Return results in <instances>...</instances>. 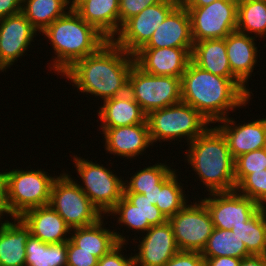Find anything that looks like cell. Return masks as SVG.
Segmentation results:
<instances>
[{
	"mask_svg": "<svg viewBox=\"0 0 266 266\" xmlns=\"http://www.w3.org/2000/svg\"><path fill=\"white\" fill-rule=\"evenodd\" d=\"M176 173L173 171L161 185H158L156 206L167 219L180 211L188 201L181 183L178 182Z\"/></svg>",
	"mask_w": 266,
	"mask_h": 266,
	"instance_id": "33",
	"label": "cell"
},
{
	"mask_svg": "<svg viewBox=\"0 0 266 266\" xmlns=\"http://www.w3.org/2000/svg\"><path fill=\"white\" fill-rule=\"evenodd\" d=\"M103 103L98 112L101 129L147 123V115L128 92Z\"/></svg>",
	"mask_w": 266,
	"mask_h": 266,
	"instance_id": "25",
	"label": "cell"
},
{
	"mask_svg": "<svg viewBox=\"0 0 266 266\" xmlns=\"http://www.w3.org/2000/svg\"><path fill=\"white\" fill-rule=\"evenodd\" d=\"M134 55L127 53L112 40L96 53L76 61L62 75L86 94L99 96L103 101L128 92Z\"/></svg>",
	"mask_w": 266,
	"mask_h": 266,
	"instance_id": "1",
	"label": "cell"
},
{
	"mask_svg": "<svg viewBox=\"0 0 266 266\" xmlns=\"http://www.w3.org/2000/svg\"><path fill=\"white\" fill-rule=\"evenodd\" d=\"M101 218L97 223L86 226L72 228L70 240L86 252H91L95 257L100 259L113 249L118 243L128 242L123 235L118 234L110 229H105ZM74 233V234H73Z\"/></svg>",
	"mask_w": 266,
	"mask_h": 266,
	"instance_id": "26",
	"label": "cell"
},
{
	"mask_svg": "<svg viewBox=\"0 0 266 266\" xmlns=\"http://www.w3.org/2000/svg\"><path fill=\"white\" fill-rule=\"evenodd\" d=\"M143 195H145L147 197V199L149 201H151V203L153 205H156L157 202V196H158V185H157V189L156 190H151V191H145L143 193Z\"/></svg>",
	"mask_w": 266,
	"mask_h": 266,
	"instance_id": "46",
	"label": "cell"
},
{
	"mask_svg": "<svg viewBox=\"0 0 266 266\" xmlns=\"http://www.w3.org/2000/svg\"><path fill=\"white\" fill-rule=\"evenodd\" d=\"M205 266H239L241 259L229 256L204 258Z\"/></svg>",
	"mask_w": 266,
	"mask_h": 266,
	"instance_id": "43",
	"label": "cell"
},
{
	"mask_svg": "<svg viewBox=\"0 0 266 266\" xmlns=\"http://www.w3.org/2000/svg\"><path fill=\"white\" fill-rule=\"evenodd\" d=\"M239 266H266V255H250L241 259Z\"/></svg>",
	"mask_w": 266,
	"mask_h": 266,
	"instance_id": "44",
	"label": "cell"
},
{
	"mask_svg": "<svg viewBox=\"0 0 266 266\" xmlns=\"http://www.w3.org/2000/svg\"><path fill=\"white\" fill-rule=\"evenodd\" d=\"M186 204L175 215L168 218L180 251L202 252L214 229L213 221L205 204Z\"/></svg>",
	"mask_w": 266,
	"mask_h": 266,
	"instance_id": "11",
	"label": "cell"
},
{
	"mask_svg": "<svg viewBox=\"0 0 266 266\" xmlns=\"http://www.w3.org/2000/svg\"><path fill=\"white\" fill-rule=\"evenodd\" d=\"M173 171L170 166L163 163L145 167L139 172L137 171L130 181L124 180L123 193L143 194L145 191L156 190L157 185H161Z\"/></svg>",
	"mask_w": 266,
	"mask_h": 266,
	"instance_id": "34",
	"label": "cell"
},
{
	"mask_svg": "<svg viewBox=\"0 0 266 266\" xmlns=\"http://www.w3.org/2000/svg\"><path fill=\"white\" fill-rule=\"evenodd\" d=\"M9 214L12 216V220L15 218L13 217L8 201V190H7V179L6 173L0 172V219H2L3 214Z\"/></svg>",
	"mask_w": 266,
	"mask_h": 266,
	"instance_id": "41",
	"label": "cell"
},
{
	"mask_svg": "<svg viewBox=\"0 0 266 266\" xmlns=\"http://www.w3.org/2000/svg\"><path fill=\"white\" fill-rule=\"evenodd\" d=\"M126 243H118L113 249L98 260L97 266H134V257L122 255Z\"/></svg>",
	"mask_w": 266,
	"mask_h": 266,
	"instance_id": "39",
	"label": "cell"
},
{
	"mask_svg": "<svg viewBox=\"0 0 266 266\" xmlns=\"http://www.w3.org/2000/svg\"><path fill=\"white\" fill-rule=\"evenodd\" d=\"M192 48H140L135 52V64L144 72L181 78L191 61Z\"/></svg>",
	"mask_w": 266,
	"mask_h": 266,
	"instance_id": "16",
	"label": "cell"
},
{
	"mask_svg": "<svg viewBox=\"0 0 266 266\" xmlns=\"http://www.w3.org/2000/svg\"><path fill=\"white\" fill-rule=\"evenodd\" d=\"M164 266H205L201 252L179 251Z\"/></svg>",
	"mask_w": 266,
	"mask_h": 266,
	"instance_id": "40",
	"label": "cell"
},
{
	"mask_svg": "<svg viewBox=\"0 0 266 266\" xmlns=\"http://www.w3.org/2000/svg\"><path fill=\"white\" fill-rule=\"evenodd\" d=\"M69 10L67 0H22L21 12L40 33Z\"/></svg>",
	"mask_w": 266,
	"mask_h": 266,
	"instance_id": "30",
	"label": "cell"
},
{
	"mask_svg": "<svg viewBox=\"0 0 266 266\" xmlns=\"http://www.w3.org/2000/svg\"><path fill=\"white\" fill-rule=\"evenodd\" d=\"M25 250V266H66L67 264V241L48 244L30 235Z\"/></svg>",
	"mask_w": 266,
	"mask_h": 266,
	"instance_id": "28",
	"label": "cell"
},
{
	"mask_svg": "<svg viewBox=\"0 0 266 266\" xmlns=\"http://www.w3.org/2000/svg\"><path fill=\"white\" fill-rule=\"evenodd\" d=\"M22 10V0H0V19L17 14Z\"/></svg>",
	"mask_w": 266,
	"mask_h": 266,
	"instance_id": "42",
	"label": "cell"
},
{
	"mask_svg": "<svg viewBox=\"0 0 266 266\" xmlns=\"http://www.w3.org/2000/svg\"><path fill=\"white\" fill-rule=\"evenodd\" d=\"M255 37L234 31L226 37V52L232 73L245 85L257 64Z\"/></svg>",
	"mask_w": 266,
	"mask_h": 266,
	"instance_id": "24",
	"label": "cell"
},
{
	"mask_svg": "<svg viewBox=\"0 0 266 266\" xmlns=\"http://www.w3.org/2000/svg\"><path fill=\"white\" fill-rule=\"evenodd\" d=\"M163 0H119V30L121 26L144 8Z\"/></svg>",
	"mask_w": 266,
	"mask_h": 266,
	"instance_id": "37",
	"label": "cell"
},
{
	"mask_svg": "<svg viewBox=\"0 0 266 266\" xmlns=\"http://www.w3.org/2000/svg\"><path fill=\"white\" fill-rule=\"evenodd\" d=\"M57 57L51 69L62 74L76 61L96 53L109 40L94 26L83 20L76 11L68 10L42 31Z\"/></svg>",
	"mask_w": 266,
	"mask_h": 266,
	"instance_id": "4",
	"label": "cell"
},
{
	"mask_svg": "<svg viewBox=\"0 0 266 266\" xmlns=\"http://www.w3.org/2000/svg\"><path fill=\"white\" fill-rule=\"evenodd\" d=\"M128 93L148 115L182 101L181 78L152 75L134 63L129 74Z\"/></svg>",
	"mask_w": 266,
	"mask_h": 266,
	"instance_id": "7",
	"label": "cell"
},
{
	"mask_svg": "<svg viewBox=\"0 0 266 266\" xmlns=\"http://www.w3.org/2000/svg\"><path fill=\"white\" fill-rule=\"evenodd\" d=\"M86 1L87 0H72V1L71 0H67V6H70V7H68L70 11H76Z\"/></svg>",
	"mask_w": 266,
	"mask_h": 266,
	"instance_id": "47",
	"label": "cell"
},
{
	"mask_svg": "<svg viewBox=\"0 0 266 266\" xmlns=\"http://www.w3.org/2000/svg\"><path fill=\"white\" fill-rule=\"evenodd\" d=\"M105 150L111 155L131 158L141 155L152 145L148 123L101 129Z\"/></svg>",
	"mask_w": 266,
	"mask_h": 266,
	"instance_id": "20",
	"label": "cell"
},
{
	"mask_svg": "<svg viewBox=\"0 0 266 266\" xmlns=\"http://www.w3.org/2000/svg\"><path fill=\"white\" fill-rule=\"evenodd\" d=\"M232 231L245 243L250 255H266V206L243 224L233 226Z\"/></svg>",
	"mask_w": 266,
	"mask_h": 266,
	"instance_id": "29",
	"label": "cell"
},
{
	"mask_svg": "<svg viewBox=\"0 0 266 266\" xmlns=\"http://www.w3.org/2000/svg\"><path fill=\"white\" fill-rule=\"evenodd\" d=\"M191 61L214 75L232 79L249 97L252 92L231 71L226 38L201 40L193 44Z\"/></svg>",
	"mask_w": 266,
	"mask_h": 266,
	"instance_id": "21",
	"label": "cell"
},
{
	"mask_svg": "<svg viewBox=\"0 0 266 266\" xmlns=\"http://www.w3.org/2000/svg\"><path fill=\"white\" fill-rule=\"evenodd\" d=\"M236 185L248 174L266 170V151L264 148L245 153L234 161Z\"/></svg>",
	"mask_w": 266,
	"mask_h": 266,
	"instance_id": "36",
	"label": "cell"
},
{
	"mask_svg": "<svg viewBox=\"0 0 266 266\" xmlns=\"http://www.w3.org/2000/svg\"><path fill=\"white\" fill-rule=\"evenodd\" d=\"M217 0H180L184 7H203Z\"/></svg>",
	"mask_w": 266,
	"mask_h": 266,
	"instance_id": "45",
	"label": "cell"
},
{
	"mask_svg": "<svg viewBox=\"0 0 266 266\" xmlns=\"http://www.w3.org/2000/svg\"><path fill=\"white\" fill-rule=\"evenodd\" d=\"M236 31L266 37V1L238 0ZM250 32V33H249Z\"/></svg>",
	"mask_w": 266,
	"mask_h": 266,
	"instance_id": "32",
	"label": "cell"
},
{
	"mask_svg": "<svg viewBox=\"0 0 266 266\" xmlns=\"http://www.w3.org/2000/svg\"><path fill=\"white\" fill-rule=\"evenodd\" d=\"M187 162L210 193L229 192L236 188L234 159L222 132L207 128L188 143ZM188 151V152H187Z\"/></svg>",
	"mask_w": 266,
	"mask_h": 266,
	"instance_id": "3",
	"label": "cell"
},
{
	"mask_svg": "<svg viewBox=\"0 0 266 266\" xmlns=\"http://www.w3.org/2000/svg\"><path fill=\"white\" fill-rule=\"evenodd\" d=\"M181 99L210 124L227 118L229 111L250 101V97L232 79L214 75L192 61L181 77Z\"/></svg>",
	"mask_w": 266,
	"mask_h": 266,
	"instance_id": "2",
	"label": "cell"
},
{
	"mask_svg": "<svg viewBox=\"0 0 266 266\" xmlns=\"http://www.w3.org/2000/svg\"><path fill=\"white\" fill-rule=\"evenodd\" d=\"M193 44L190 15L180 3L141 48H193Z\"/></svg>",
	"mask_w": 266,
	"mask_h": 266,
	"instance_id": "18",
	"label": "cell"
},
{
	"mask_svg": "<svg viewBox=\"0 0 266 266\" xmlns=\"http://www.w3.org/2000/svg\"><path fill=\"white\" fill-rule=\"evenodd\" d=\"M235 190L240 194L253 199L260 207L266 205V170L246 175Z\"/></svg>",
	"mask_w": 266,
	"mask_h": 266,
	"instance_id": "35",
	"label": "cell"
},
{
	"mask_svg": "<svg viewBox=\"0 0 266 266\" xmlns=\"http://www.w3.org/2000/svg\"><path fill=\"white\" fill-rule=\"evenodd\" d=\"M73 162L84 184H78L79 187L103 215L107 214L122 198L124 181L103 164L81 159L77 155H74Z\"/></svg>",
	"mask_w": 266,
	"mask_h": 266,
	"instance_id": "9",
	"label": "cell"
},
{
	"mask_svg": "<svg viewBox=\"0 0 266 266\" xmlns=\"http://www.w3.org/2000/svg\"><path fill=\"white\" fill-rule=\"evenodd\" d=\"M193 42L223 39L237 29L238 0H217L203 7H185Z\"/></svg>",
	"mask_w": 266,
	"mask_h": 266,
	"instance_id": "10",
	"label": "cell"
},
{
	"mask_svg": "<svg viewBox=\"0 0 266 266\" xmlns=\"http://www.w3.org/2000/svg\"><path fill=\"white\" fill-rule=\"evenodd\" d=\"M36 32L22 12L0 19V71L23 56Z\"/></svg>",
	"mask_w": 266,
	"mask_h": 266,
	"instance_id": "14",
	"label": "cell"
},
{
	"mask_svg": "<svg viewBox=\"0 0 266 266\" xmlns=\"http://www.w3.org/2000/svg\"><path fill=\"white\" fill-rule=\"evenodd\" d=\"M180 4V0H163L144 8L128 19L112 41L127 53L134 54L152 37L166 17Z\"/></svg>",
	"mask_w": 266,
	"mask_h": 266,
	"instance_id": "12",
	"label": "cell"
},
{
	"mask_svg": "<svg viewBox=\"0 0 266 266\" xmlns=\"http://www.w3.org/2000/svg\"><path fill=\"white\" fill-rule=\"evenodd\" d=\"M107 214L119 215V225L121 223L142 233L151 226L163 224L168 220L145 195L138 193H123L122 198Z\"/></svg>",
	"mask_w": 266,
	"mask_h": 266,
	"instance_id": "15",
	"label": "cell"
},
{
	"mask_svg": "<svg viewBox=\"0 0 266 266\" xmlns=\"http://www.w3.org/2000/svg\"><path fill=\"white\" fill-rule=\"evenodd\" d=\"M0 223V266H25L30 228L20 217Z\"/></svg>",
	"mask_w": 266,
	"mask_h": 266,
	"instance_id": "23",
	"label": "cell"
},
{
	"mask_svg": "<svg viewBox=\"0 0 266 266\" xmlns=\"http://www.w3.org/2000/svg\"><path fill=\"white\" fill-rule=\"evenodd\" d=\"M76 12L108 40L119 32V0H87Z\"/></svg>",
	"mask_w": 266,
	"mask_h": 266,
	"instance_id": "27",
	"label": "cell"
},
{
	"mask_svg": "<svg viewBox=\"0 0 266 266\" xmlns=\"http://www.w3.org/2000/svg\"><path fill=\"white\" fill-rule=\"evenodd\" d=\"M202 199L213 221L214 228L231 230L233 226L243 224L261 207L251 198L236 190L209 193Z\"/></svg>",
	"mask_w": 266,
	"mask_h": 266,
	"instance_id": "13",
	"label": "cell"
},
{
	"mask_svg": "<svg viewBox=\"0 0 266 266\" xmlns=\"http://www.w3.org/2000/svg\"><path fill=\"white\" fill-rule=\"evenodd\" d=\"M49 205L69 227H86L97 223L103 213L91 202L76 181L65 172L53 181Z\"/></svg>",
	"mask_w": 266,
	"mask_h": 266,
	"instance_id": "6",
	"label": "cell"
},
{
	"mask_svg": "<svg viewBox=\"0 0 266 266\" xmlns=\"http://www.w3.org/2000/svg\"><path fill=\"white\" fill-rule=\"evenodd\" d=\"M146 233V236L139 240V253L133 256L134 266H164L180 251L168 220L163 224L151 226Z\"/></svg>",
	"mask_w": 266,
	"mask_h": 266,
	"instance_id": "17",
	"label": "cell"
},
{
	"mask_svg": "<svg viewBox=\"0 0 266 266\" xmlns=\"http://www.w3.org/2000/svg\"><path fill=\"white\" fill-rule=\"evenodd\" d=\"M98 260L91 252L80 250L70 239L67 241L66 266H97Z\"/></svg>",
	"mask_w": 266,
	"mask_h": 266,
	"instance_id": "38",
	"label": "cell"
},
{
	"mask_svg": "<svg viewBox=\"0 0 266 266\" xmlns=\"http://www.w3.org/2000/svg\"><path fill=\"white\" fill-rule=\"evenodd\" d=\"M152 143L185 138L193 141L210 123L191 105L179 102L151 111L146 117ZM187 137V138H186Z\"/></svg>",
	"mask_w": 266,
	"mask_h": 266,
	"instance_id": "5",
	"label": "cell"
},
{
	"mask_svg": "<svg viewBox=\"0 0 266 266\" xmlns=\"http://www.w3.org/2000/svg\"><path fill=\"white\" fill-rule=\"evenodd\" d=\"M20 218L30 228L31 235L44 243H61L70 239L66 235L71 234V227L50 205L32 208Z\"/></svg>",
	"mask_w": 266,
	"mask_h": 266,
	"instance_id": "22",
	"label": "cell"
},
{
	"mask_svg": "<svg viewBox=\"0 0 266 266\" xmlns=\"http://www.w3.org/2000/svg\"><path fill=\"white\" fill-rule=\"evenodd\" d=\"M233 119L227 117L219 120L217 122H220L221 125L216 127L225 136L234 160L245 153L264 148L266 143V118L257 119L250 123L237 124V126Z\"/></svg>",
	"mask_w": 266,
	"mask_h": 266,
	"instance_id": "19",
	"label": "cell"
},
{
	"mask_svg": "<svg viewBox=\"0 0 266 266\" xmlns=\"http://www.w3.org/2000/svg\"><path fill=\"white\" fill-rule=\"evenodd\" d=\"M203 258L229 256L243 259L250 256L245 243L240 241L231 230L214 228L201 252Z\"/></svg>",
	"mask_w": 266,
	"mask_h": 266,
	"instance_id": "31",
	"label": "cell"
},
{
	"mask_svg": "<svg viewBox=\"0 0 266 266\" xmlns=\"http://www.w3.org/2000/svg\"><path fill=\"white\" fill-rule=\"evenodd\" d=\"M5 173L13 217H21L32 208L49 205L51 187L57 176H49L41 169H13Z\"/></svg>",
	"mask_w": 266,
	"mask_h": 266,
	"instance_id": "8",
	"label": "cell"
}]
</instances>
